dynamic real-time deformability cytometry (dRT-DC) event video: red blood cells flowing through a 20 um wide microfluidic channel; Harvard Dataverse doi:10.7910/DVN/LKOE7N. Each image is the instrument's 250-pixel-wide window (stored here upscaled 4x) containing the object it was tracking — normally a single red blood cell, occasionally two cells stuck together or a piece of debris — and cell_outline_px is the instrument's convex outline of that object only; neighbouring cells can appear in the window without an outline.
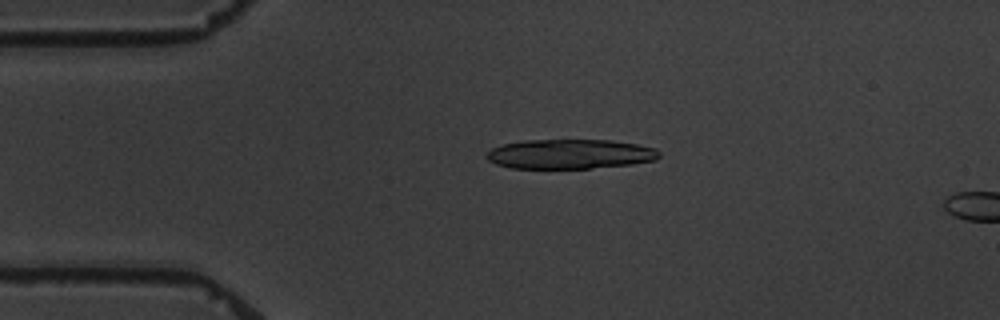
{"species": "common noctule bat (a hibernating species)", "species_latin": "Nyctalus noctula", "temperature_condition": "warm", "stored_images_in_passage": 5, "camera_frame_rate_fps": 3000, "um_per_image_px": 0.085, "animal": {"sex": "male", "body_mass_g": 19.5, "forearm_length_mm": 54.6}, "frame": {"image": 1, "passage_image": 4, "time_ms": 3.667, "image_size_px": [1000, 320], "cell_outline_px": [[660, 156], [656, 160], [632, 164], [592, 168], [512, 168], [496, 164], [488, 160], [484, 156], [492, 148], [504, 144], [524, 140], [612, 140], [636, 144], [656, 148], [660, 152]], "centroid_in_image_um": [48.47, 13.09], "position_along_channel_um": 36.5, "area_um2": 29.82}}